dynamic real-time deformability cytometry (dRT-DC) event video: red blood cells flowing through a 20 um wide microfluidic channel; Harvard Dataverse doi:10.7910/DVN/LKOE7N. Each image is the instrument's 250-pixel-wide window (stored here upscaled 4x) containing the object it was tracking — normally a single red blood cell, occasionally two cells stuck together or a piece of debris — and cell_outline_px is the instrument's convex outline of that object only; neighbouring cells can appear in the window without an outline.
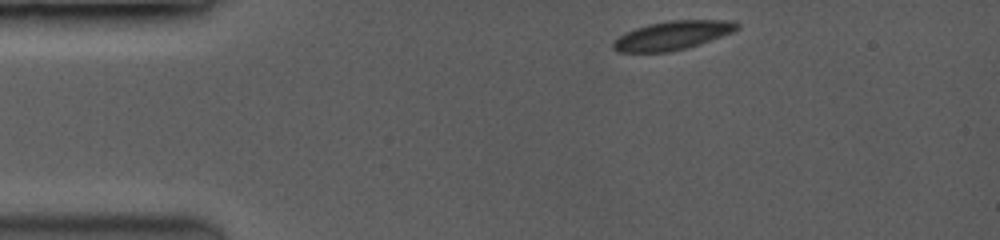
{"species": "common noctule bat (a hibernating species)", "species_latin": "Nyctalus noctula", "temperature_condition": "room temperature", "stored_images_in_passage": 70, "camera_frame_rate_fps": 3500, "um_per_image_px": 0.085, "animal": {"sex": "female", "body_mass_g": 19.0, "forearm_length_mm": 53.3}, "frame": {"image": 1, "passage_image": 1, "time_ms": 0.0, "image_size_px": [1000, 240], "cell_outline_px": [[740, 24], [732, 32], [684, 48], [668, 52], [620, 52], [612, 48], [612, 44], [620, 36], [636, 28], [652, 24], [672, 20], [720, 20]], "centroid_in_image_um": [57.1, 3.01], "position_along_channel_um": 27.9, "area_um2": 19.88}}
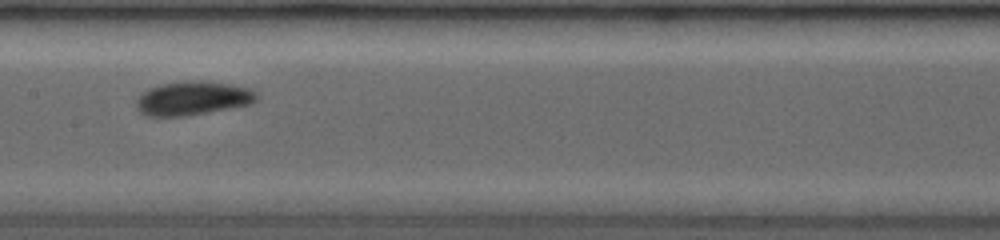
{"frame": {"image": 2, "passage_image": 29, "time_ms": 5.429, "image_size_px": [1000, 240], "cell_outline_px": [[256, 96], [248, 104], [204, 112], [180, 116], [148, 116], [140, 112], [136, 104], [140, 96], [148, 88], [160, 84], [200, 80], [228, 84], [248, 88]], "centroid_in_image_um": [16.29, 8.34], "position_along_channel_um": 191.1, "area_um2": 22.72}}
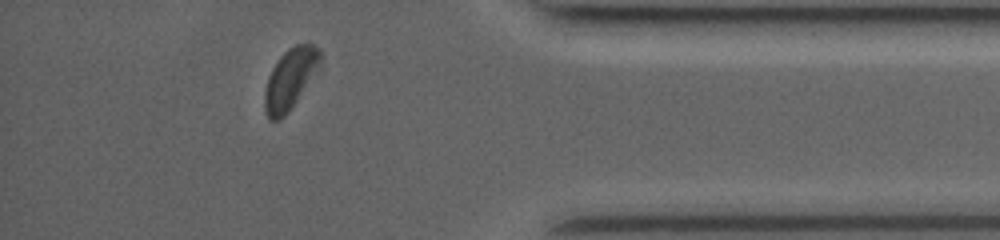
{"frame": {"image": 3, "passage_image": 62, "time_ms": 11.143, "image_size_px": [1000, 240], "cell_outline_px": [[324, 56], [320, 72], [288, 112], [280, 120], [268, 120], [264, 108], [264, 92], [268, 76], [272, 68], [280, 56], [288, 48], [296, 44], [312, 44], [320, 48]], "centroid_in_image_um": [24.74, 6.69], "position_along_channel_um": 410.5, "area_um2": 20.52}, "authors_computed_cell_mechanics": {"area_um2": 21.2126, "velocity_mm_per_s": 4.0967, "shape_relaxation_time_tau1_ms": 2.1288, "shape_relaxation_time_tau2_ms": null, "deformation_change_tau1": 0.0723, "deformation_change_tau2": null}}